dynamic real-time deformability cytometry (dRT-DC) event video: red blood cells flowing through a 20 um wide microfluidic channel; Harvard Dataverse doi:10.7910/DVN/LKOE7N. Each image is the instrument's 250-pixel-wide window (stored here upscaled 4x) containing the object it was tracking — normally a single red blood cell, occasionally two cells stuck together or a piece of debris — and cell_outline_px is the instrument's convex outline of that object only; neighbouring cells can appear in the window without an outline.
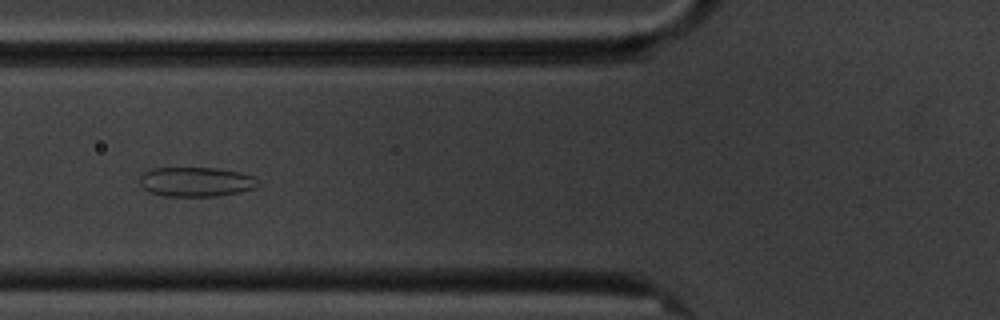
{"species": "common noctule bat (a hibernating species)", "species_latin": "Nyctalus noctula", "temperature_condition": "cold", "stored_images_in_passage": 9, "camera_frame_rate_fps": 3000, "um_per_image_px": 0.085, "animal": {"sex": "male", "body_mass_g": 20.1, "forearm_length_mm": 53.5}, "frame": {"image": 1, "passage_image": 6, "time_ms": 6.667, "image_size_px": [1000, 320], "cell_outline_px": [[260, 184], [256, 188], [216, 196], [164, 196], [148, 192], [140, 184], [140, 176], [144, 172], [152, 168], [216, 168], [240, 172], [256, 176], [260, 180]], "centroid_in_image_um": [16.69, 15.45], "position_along_channel_um": 109.1, "area_um2": 20.52}}
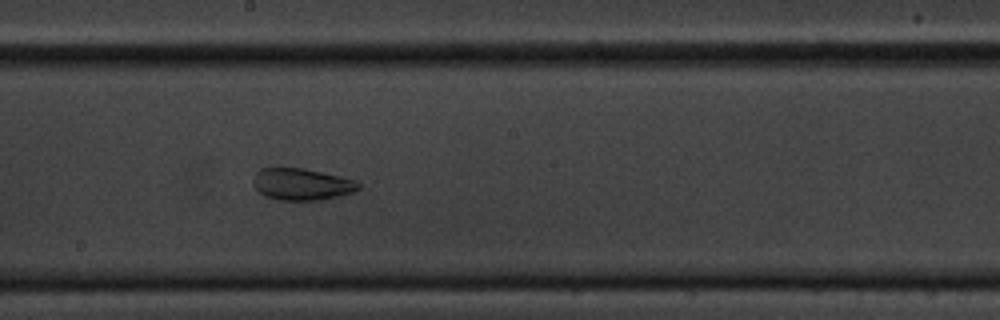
{"frame": {"image": 2, "passage_image": 9, "time_ms": 10.0, "image_size_px": [1000, 320], "cell_outline_px": [[360, 188], [352, 192], [340, 196], [320, 200], [280, 200], [268, 196], [260, 192], [256, 188], [252, 180], [256, 172], [260, 168], [304, 168], [340, 176], [356, 180], [360, 184]], "centroid_in_image_um": [25.67, 15.65], "position_along_channel_um": 222.5, "area_um2": 19.42}}